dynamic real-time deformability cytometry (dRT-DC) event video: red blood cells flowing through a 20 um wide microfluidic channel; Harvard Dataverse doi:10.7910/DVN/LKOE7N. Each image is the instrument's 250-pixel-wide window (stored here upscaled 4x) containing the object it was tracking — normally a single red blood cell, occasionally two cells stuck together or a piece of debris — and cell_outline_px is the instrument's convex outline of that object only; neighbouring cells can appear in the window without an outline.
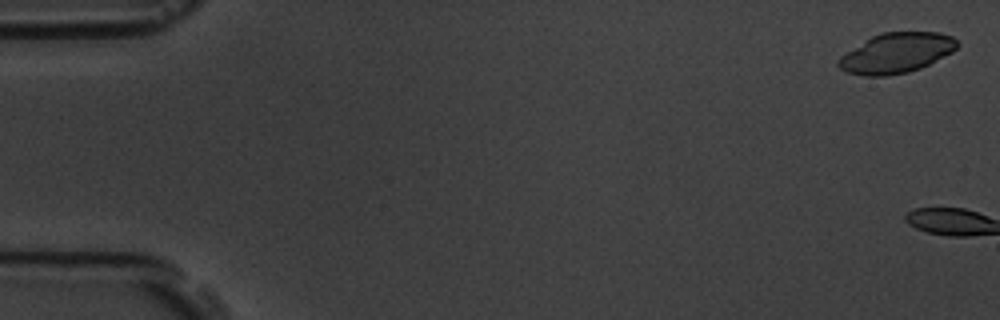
{"species": "common noctule bat (a hibernating species)", "species_latin": "Nyctalus noctula", "temperature_condition": "room temperature", "stored_images_in_passage": 4, "segment_of_instrument_passage": [2, 2], "camera_frame_rate_fps": 3000, "um_per_image_px": 0.085, "animal": {"sex": "male", "body_mass_g": 19.5, "forearm_length_mm": 54.6}, "frame": {"image": 1, "passage_image": 4, "time_ms": 3.667, "image_size_px": [1000, 320], "cell_outline_px": [[960, 44], [952, 52], [920, 68], [908, 72], [888, 76], [864, 76], [848, 72], [840, 68], [836, 64], [840, 56], [872, 36], [884, 32], [940, 32], [952, 36]], "centroid_in_image_um": [76.2, 4.5], "position_along_channel_um": 8.8, "area_um2": 27.57}}